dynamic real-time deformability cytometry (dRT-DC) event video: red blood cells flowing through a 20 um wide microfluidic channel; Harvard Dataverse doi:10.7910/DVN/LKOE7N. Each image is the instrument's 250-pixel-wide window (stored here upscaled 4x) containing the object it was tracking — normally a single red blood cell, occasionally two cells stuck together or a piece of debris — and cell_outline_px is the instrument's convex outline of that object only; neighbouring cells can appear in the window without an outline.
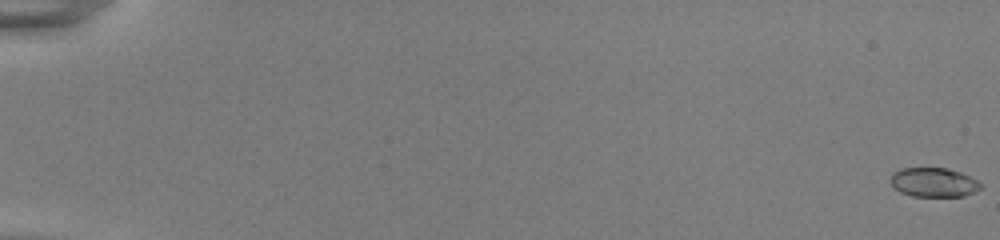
{"species": "common noctule bat (a hibernating species)", "species_latin": "Nyctalus noctula", "temperature_condition": "room temperature", "stored_images_in_passage": 55, "camera_frame_rate_fps": 3000, "um_per_image_px": 0.085, "animal": {"sex": "female", "body_mass_g": 22.0, "forearm_length_mm": 56.7}, "frame": {"image": 1, "passage_image": 1, "time_ms": 0.0, "image_size_px": [1000, 240], "cell_outline_px": [[980, 188], [964, 196], [912, 196], [900, 192], [892, 188], [888, 180], [892, 172], [900, 168], [948, 168], [960, 172], [976, 180], [980, 184]], "centroid_in_image_um": [79.26, 15.49], "position_along_channel_um": 5.7, "area_um2": 15.43}}
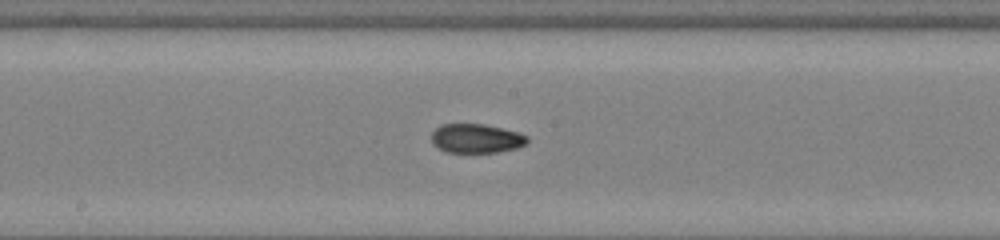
{"frame": {"image": 2, "passage_image": 32, "time_ms": 10.333, "image_size_px": [1000, 240], "cell_outline_px": [[528, 144], [516, 148], [496, 152], [444, 152], [432, 144], [432, 132], [440, 124], [484, 124], [516, 132], [528, 136]], "centroid_in_image_um": [40.46, 11.77], "position_along_channel_um": 207.7, "area_um2": 16.24}}
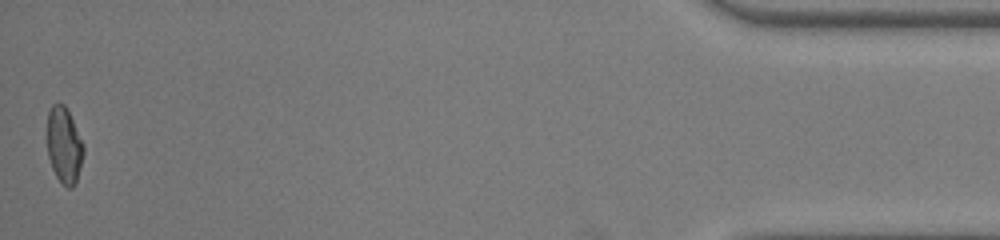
{"frame": {"image": 3, "passage_image": 55, "time_ms": 18.0, "image_size_px": [1000, 240], "cell_outline_px": [[84, 152], [76, 184], [72, 188], [68, 188], [56, 176], [52, 168], [48, 156], [48, 112], [52, 104], [64, 104], [84, 144]], "centroid_in_image_um": [5.46, 12.38], "position_along_channel_um": 429.7, "area_um2": 15.9}, "authors_computed_cell_mechanics": {"area_um2": 16.1262, "velocity_mm_per_s": 3.8935, "shape_relaxation_time_tau1_ms": 4.9709, "shape_relaxation_time_tau2_ms": 0.8289, "deformation_change_tau1": 0.1802, "deformation_change_tau2": 0.0559}}